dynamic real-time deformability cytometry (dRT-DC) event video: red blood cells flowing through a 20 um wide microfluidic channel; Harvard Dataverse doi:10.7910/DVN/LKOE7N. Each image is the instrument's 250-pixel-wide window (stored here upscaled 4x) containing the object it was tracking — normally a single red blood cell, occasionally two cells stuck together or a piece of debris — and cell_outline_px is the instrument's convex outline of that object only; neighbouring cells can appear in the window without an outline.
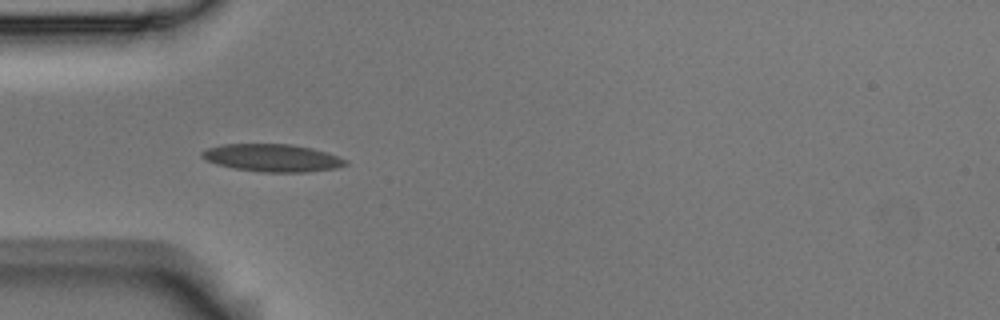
{"species": "Egyptian fruit bat (a non-hibernating species)", "species_latin": "Rousettus aegyptiacus", "temperature_condition": "room temperature", "stored_images_in_passage": 1, "camera_frame_rate_fps": 3000, "um_per_image_px": 0.085, "animal": {"sex": "male"}, "frame": {"image": 1, "passage_image": 1, "time_ms": 0.0, "image_size_px": [1000, 320], "cell_outline_px": [[348, 164], [336, 168], [304, 172], [260, 172], [236, 168], [216, 164], [204, 160], [200, 156], [200, 152], [208, 148], [220, 144], [292, 144], [312, 148], [348, 160]], "centroid_in_image_um": [23.1, 13.41], "position_along_channel_um": 61.9, "area_um2": 23.06}}